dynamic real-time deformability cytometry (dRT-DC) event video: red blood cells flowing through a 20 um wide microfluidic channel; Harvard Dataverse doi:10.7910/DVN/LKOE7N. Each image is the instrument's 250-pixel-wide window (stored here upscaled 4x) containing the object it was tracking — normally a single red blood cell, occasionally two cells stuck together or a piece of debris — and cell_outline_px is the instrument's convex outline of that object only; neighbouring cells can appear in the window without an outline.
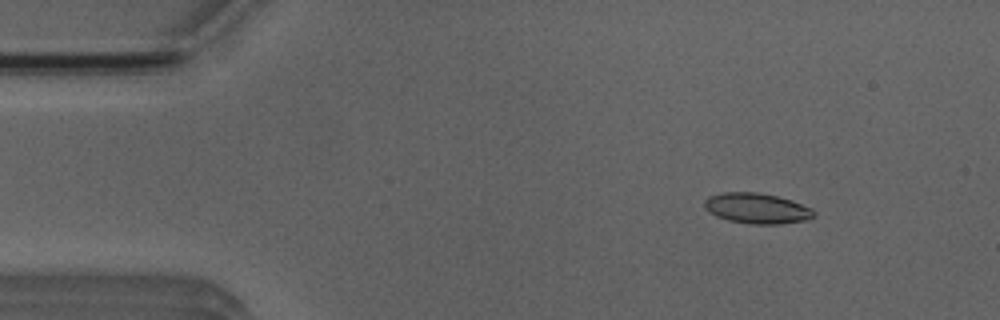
{"species": "Egyptian fruit bat (a non-hibernating species)", "species_latin": "Rousettus aegyptiacus", "temperature_condition": "room temperature", "stored_images_in_passage": 6, "camera_frame_rate_fps": 3000, "um_per_image_px": 0.085, "animal": {"sex": "male"}, "frame": {"image": 1, "passage_image": 2, "time_ms": 1.333, "image_size_px": [1000, 320], "cell_outline_px": [[816, 216], [804, 220], [780, 224], [752, 224], [728, 220], [716, 216], [704, 208], [704, 200], [708, 196], [724, 192], [756, 192], [776, 196], [792, 200], [812, 208], [816, 212]], "centroid_in_image_um": [64.34, 17.7], "position_along_channel_um": 20.7, "area_um2": 19.48}}
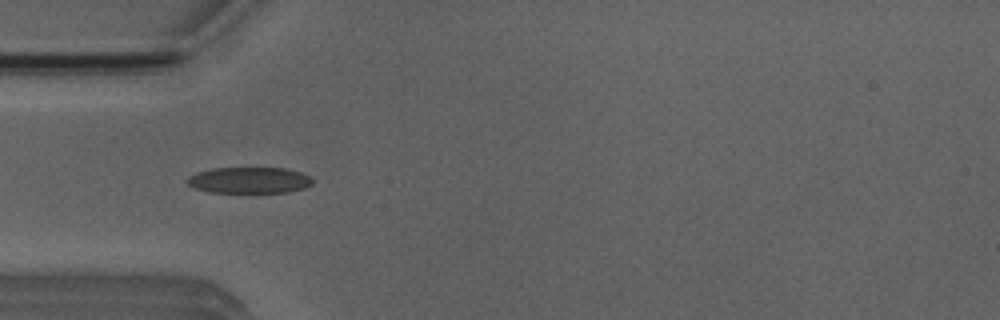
{"frame": {"image": 2, "passage_image": 4, "time_ms": 4.333, "image_size_px": [1000, 320], "cell_outline_px": [[312, 184], [304, 188], [288, 192], [208, 192], [196, 188], [188, 184], [184, 180], [188, 176], [196, 172], [212, 168], [284, 168], [300, 172], [312, 176]], "centroid_in_image_um": [21.17, 15.31], "position_along_channel_um": 63.8, "area_um2": 19.19}}
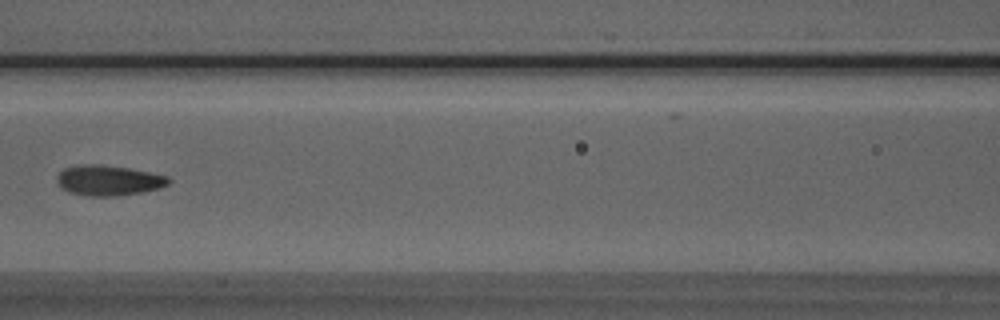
{"frame": {"image": 3, "passage_image": 6, "time_ms": 6.667, "image_size_px": [1000, 320], "cell_outline_px": [[172, 180], [168, 184], [160, 188], [144, 192], [116, 196], [88, 196], [68, 192], [60, 188], [56, 180], [56, 176], [64, 168], [84, 164], [96, 164], [128, 168], [168, 176]], "centroid_in_image_um": [9.21, 15.34], "position_along_channel_um": 157.4, "area_um2": 19.83}}